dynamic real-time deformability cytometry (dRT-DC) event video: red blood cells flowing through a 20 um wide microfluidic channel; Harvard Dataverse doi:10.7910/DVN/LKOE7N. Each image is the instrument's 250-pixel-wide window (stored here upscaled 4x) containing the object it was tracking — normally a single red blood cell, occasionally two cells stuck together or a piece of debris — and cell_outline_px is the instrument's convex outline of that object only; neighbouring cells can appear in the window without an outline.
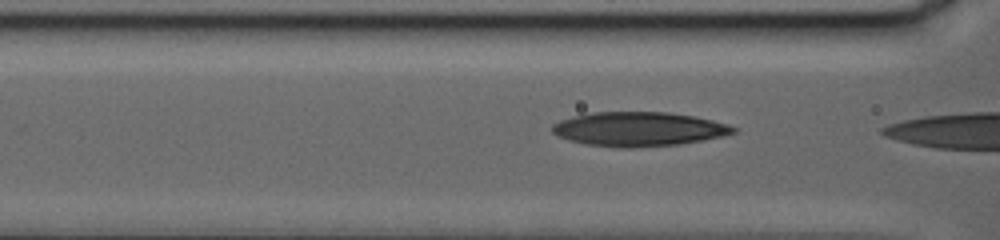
{"species": "human", "species_latin": "Homo sapiens", "temperature_condition": "warm", "stored_images_in_passage": 6, "camera_frame_rate_fps": 3000, "um_per_image_px": 0.085, "donor": {"sex": "female"}, "frame": {"image": 1, "passage_image": 4, "time_ms": 1.0, "image_size_px": [1000, 240], "cell_outline_px": [[736, 132], [704, 140], [680, 144], [632, 148], [620, 148], [584, 144], [568, 140], [552, 132], [552, 124], [560, 120], [572, 116], [592, 112], [668, 112], [692, 116], [712, 120], [728, 124], [736, 128]], "centroid_in_image_um": [54.26, 10.97], "position_along_channel_um": 112.3, "area_um2": 36.18}}